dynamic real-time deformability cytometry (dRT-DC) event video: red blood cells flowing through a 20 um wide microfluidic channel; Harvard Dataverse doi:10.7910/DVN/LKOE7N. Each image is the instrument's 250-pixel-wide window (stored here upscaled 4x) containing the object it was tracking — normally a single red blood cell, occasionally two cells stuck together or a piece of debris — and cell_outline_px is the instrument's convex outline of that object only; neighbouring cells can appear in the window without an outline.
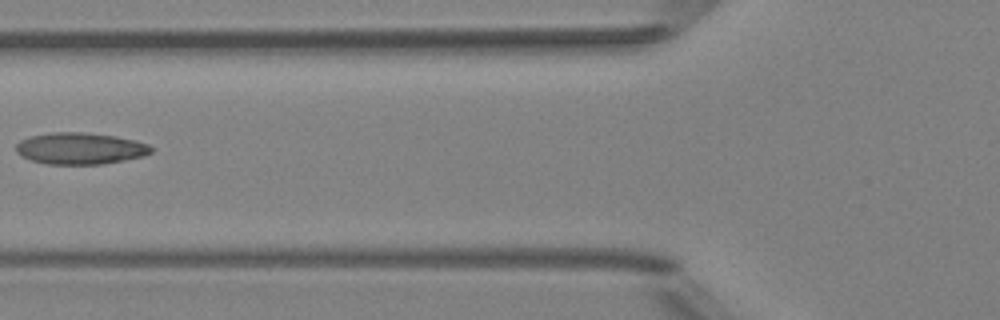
{"species": "Egyptian fruit bat (a non-hibernating species)", "species_latin": "Rousettus aegyptiacus", "temperature_condition": "room temperature", "stored_images_in_passage": 7, "camera_frame_rate_fps": 3000, "um_per_image_px": 0.085, "animal": {"sex": "female"}, "frame": {"image": 1, "passage_image": 5, "time_ms": 1.333, "image_size_px": [1000, 320], "cell_outline_px": [[152, 152], [144, 156], [124, 160], [100, 164], [48, 164], [32, 160], [20, 156], [16, 152], [16, 144], [20, 140], [28, 136], [52, 132], [84, 132], [116, 136], [136, 140], [148, 144], [152, 148]], "centroid_in_image_um": [6.8, 12.61], "position_along_channel_um": 119.0, "area_um2": 25.03}}
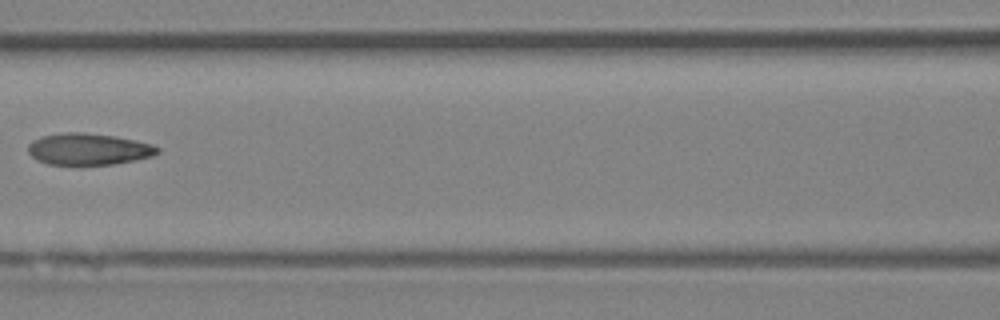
{"frame": {"image": 2, "passage_image": 6, "time_ms": 1.667, "image_size_px": [1000, 320], "cell_outline_px": [[160, 152], [152, 156], [112, 164], [48, 164], [32, 156], [28, 152], [28, 144], [40, 136], [64, 132], [84, 132], [116, 136], [152, 144], [160, 148]], "centroid_in_image_um": [7.52, 12.65], "position_along_channel_um": 159.1, "area_um2": 23.64}}
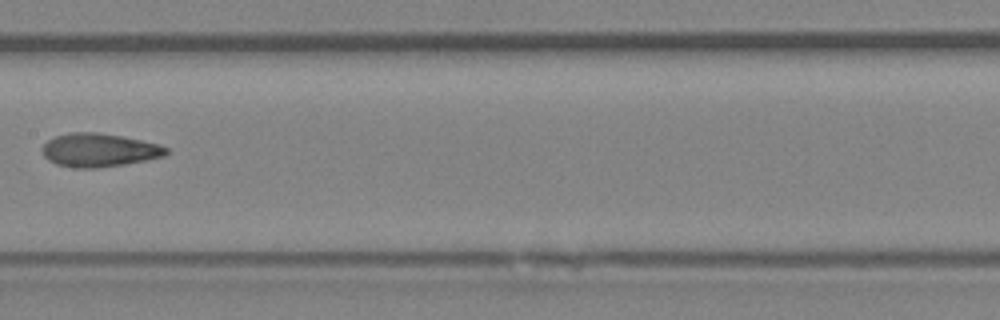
{"frame": {"image": 3, "passage_image": 7, "time_ms": 2.0, "image_size_px": [1000, 320], "cell_outline_px": [[168, 152], [164, 156], [148, 160], [124, 164], [96, 168], [76, 168], [56, 164], [48, 160], [44, 156], [44, 144], [48, 140], [56, 136], [72, 132], [96, 132], [120, 136], [140, 140], [156, 144], [168, 148]], "centroid_in_image_um": [8.42, 12.77], "position_along_channel_um": 199.0, "area_um2": 23.87}}